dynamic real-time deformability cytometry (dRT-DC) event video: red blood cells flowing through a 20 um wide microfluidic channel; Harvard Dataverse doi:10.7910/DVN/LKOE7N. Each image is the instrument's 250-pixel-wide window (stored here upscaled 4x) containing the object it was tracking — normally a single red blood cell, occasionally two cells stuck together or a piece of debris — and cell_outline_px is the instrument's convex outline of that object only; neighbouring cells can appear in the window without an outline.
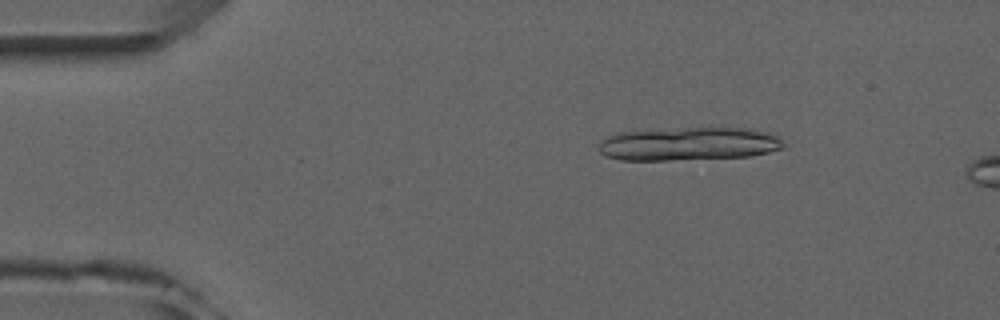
{"species": "common noctule bat (a hibernating species)", "species_latin": "Nyctalus noctula", "temperature_condition": "room temperature", "stored_images_in_passage": 3, "camera_frame_rate_fps": 3000, "um_per_image_px": 0.085, "animal": {"sex": "male", "forearm_length_mm": 52.5}, "frame": {"image": 1, "passage_image": 2, "time_ms": 1.0, "image_size_px": [1000, 320], "cell_outline_px": [[788, 144], [784, 148], [768, 152], [748, 156], [668, 160], [620, 160], [604, 156], [600, 152], [600, 140], [608, 136], [620, 132], [684, 128], [752, 128], [776, 136]], "centroid_in_image_um": [58.55, 12.23], "position_along_channel_um": 26.5, "area_um2": 35.72}}